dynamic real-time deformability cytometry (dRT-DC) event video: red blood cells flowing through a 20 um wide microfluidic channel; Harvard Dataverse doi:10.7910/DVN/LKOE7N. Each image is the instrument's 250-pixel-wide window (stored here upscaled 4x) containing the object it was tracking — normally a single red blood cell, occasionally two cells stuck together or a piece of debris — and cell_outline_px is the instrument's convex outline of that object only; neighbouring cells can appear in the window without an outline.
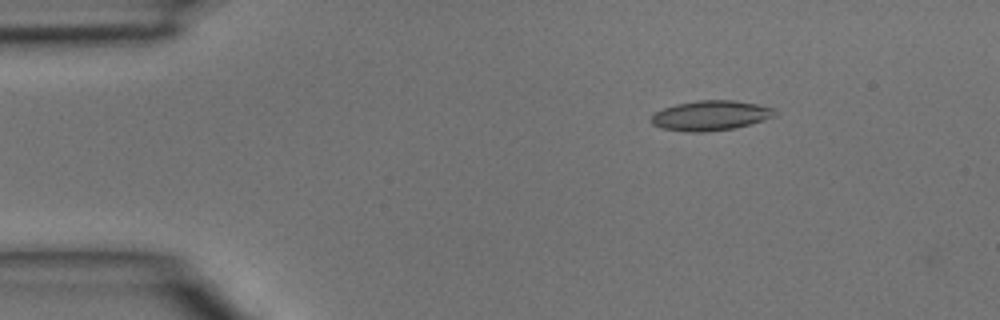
{"species": "common noctule bat (a hibernating species)", "species_latin": "Nyctalus noctula", "temperature_condition": "room temperature", "stored_images_in_passage": 3, "camera_frame_rate_fps": 3000, "um_per_image_px": 0.085, "animal": {"sex": "male", "body_mass_g": 15.6}, "frame": {"image": 1, "passage_image": 2, "time_ms": 0.333, "image_size_px": [1000, 320], "cell_outline_px": [[776, 116], [764, 120], [732, 128], [704, 132], [688, 132], [664, 128], [652, 124], [652, 116], [656, 112], [664, 108], [676, 104], [696, 100], [732, 100], [756, 104], [776, 108]], "centroid_in_image_um": [60.43, 9.81], "position_along_channel_um": 24.6, "area_um2": 21.33}}
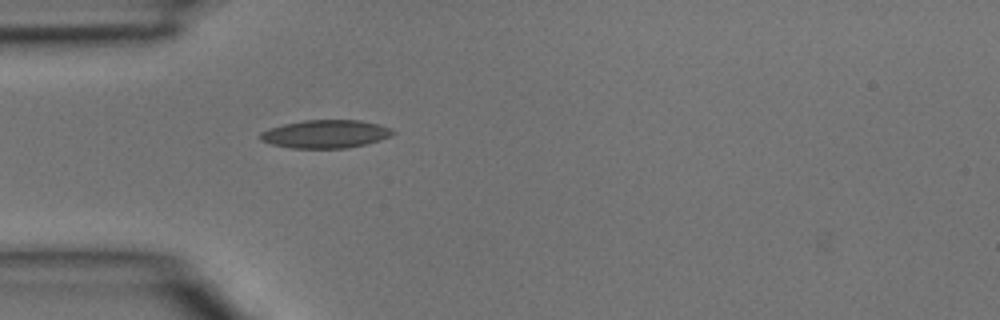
{"frame": {"image": 2, "passage_image": 3, "time_ms": 0.667, "image_size_px": [1000, 320], "cell_outline_px": [[396, 132], [380, 140], [364, 144], [344, 148], [292, 148], [272, 144], [260, 140], [260, 132], [268, 128], [284, 124], [304, 120], [360, 120], [392, 128]], "centroid_in_image_um": [27.64, 11.38], "position_along_channel_um": 57.4, "area_um2": 21.56}}